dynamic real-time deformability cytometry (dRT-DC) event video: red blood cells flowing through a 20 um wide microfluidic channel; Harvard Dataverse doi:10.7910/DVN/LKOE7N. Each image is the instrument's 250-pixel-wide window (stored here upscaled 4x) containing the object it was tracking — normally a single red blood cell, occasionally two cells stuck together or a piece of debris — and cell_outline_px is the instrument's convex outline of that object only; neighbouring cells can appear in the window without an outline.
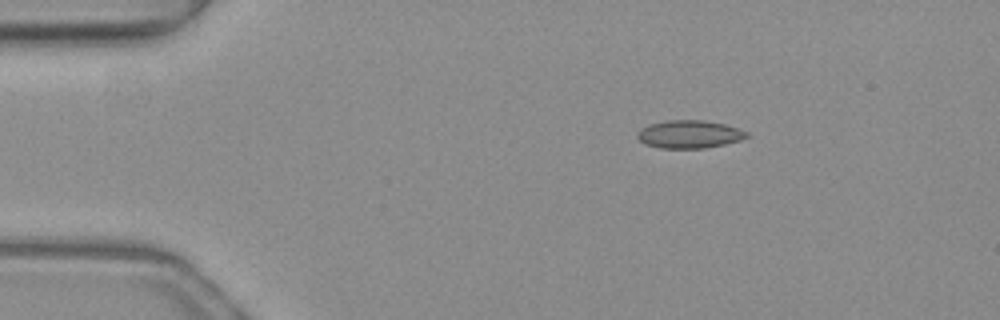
{"species": "common noctule bat (a hibernating species)", "species_latin": "Nyctalus noctula", "temperature_condition": "warm", "stored_images_in_passage": 44, "camera_frame_rate_fps": 3000, "um_per_image_px": 0.085, "animal": {"sex": "female", "body_mass_g": 19.3, "forearm_length_mm": 54.1}, "frame": {"image": 1, "passage_image": 1, "time_ms": 0.0, "image_size_px": [1000, 320], "cell_outline_px": [[752, 136], [740, 140], [724, 144], [704, 148], [660, 148], [644, 144], [636, 136], [636, 132], [640, 128], [648, 124], [668, 120], [704, 120], [724, 124], [748, 132]], "centroid_in_image_um": [58.57, 11.41], "position_along_channel_um": 26.4, "area_um2": 17.92}}
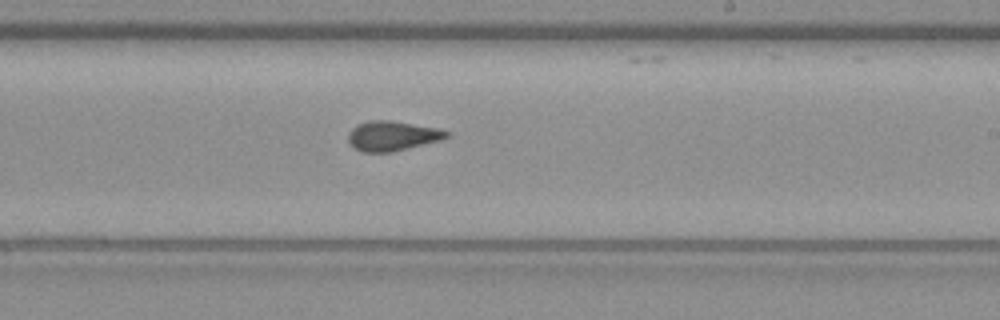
{"frame": {"image": 2, "passage_image": 23, "time_ms": 7.333, "image_size_px": [1000, 320], "cell_outline_px": [[452, 136], [440, 140], [392, 152], [360, 152], [348, 140], [348, 132], [356, 124], [368, 120], [392, 120], [440, 128], [452, 132]], "centroid_in_image_um": [33.39, 11.53], "position_along_channel_um": 255.6, "area_um2": 17.34}}
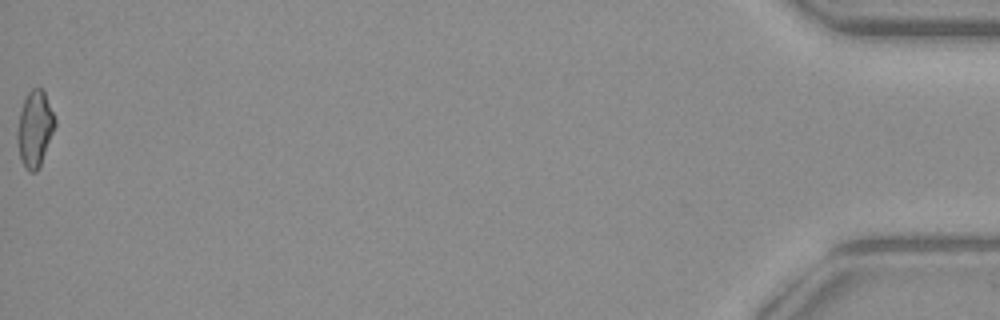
{"frame": {"image": 3, "passage_image": 44, "time_ms": 14.333, "image_size_px": [1000, 320], "cell_outline_px": [[56, 124], [40, 164], [36, 172], [28, 172], [24, 168], [20, 160], [16, 140], [16, 132], [20, 112], [24, 100], [28, 92], [32, 88], [40, 88], [44, 92], [56, 120]], "centroid_in_image_um": [2.92, 10.98], "position_along_channel_um": 432.3, "area_um2": 16.59}, "authors_computed_cell_mechanics": {"area_um2": 16.8487, "velocity_mm_per_s": 4.0369, "shape_relaxation_time_tau1_ms": null, "shape_relaxation_time_tau2_ms": 1.6197, "deformation_change_tau1": null, "deformation_change_tau2": 0.0696}}